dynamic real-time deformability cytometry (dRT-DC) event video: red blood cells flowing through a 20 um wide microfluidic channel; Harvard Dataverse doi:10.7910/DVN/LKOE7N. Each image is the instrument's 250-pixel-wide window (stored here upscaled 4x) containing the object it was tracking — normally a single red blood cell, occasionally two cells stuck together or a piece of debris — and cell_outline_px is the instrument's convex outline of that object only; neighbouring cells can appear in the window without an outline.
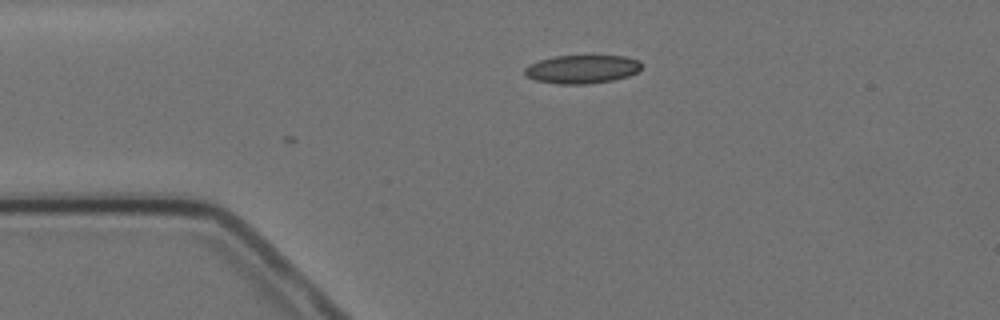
{"species": "Egyptian fruit bat (a non-hibernating species)", "species_latin": "Rousettus aegyptiacus", "temperature_condition": "cold", "stored_images_in_passage": 3, "camera_frame_rate_fps": 3000, "um_per_image_px": 0.085, "animal": {"sex": "female"}, "frame": {"image": 1, "passage_image": 3, "time_ms": 2.333, "image_size_px": [1000, 320], "cell_outline_px": [[640, 68], [636, 72], [628, 76], [612, 80], [588, 84], [556, 84], [536, 80], [528, 76], [524, 72], [524, 68], [528, 64], [552, 56], [624, 56], [640, 60]], "centroid_in_image_um": [49.45, 5.88], "position_along_channel_um": 35.6, "area_um2": 19.31}}